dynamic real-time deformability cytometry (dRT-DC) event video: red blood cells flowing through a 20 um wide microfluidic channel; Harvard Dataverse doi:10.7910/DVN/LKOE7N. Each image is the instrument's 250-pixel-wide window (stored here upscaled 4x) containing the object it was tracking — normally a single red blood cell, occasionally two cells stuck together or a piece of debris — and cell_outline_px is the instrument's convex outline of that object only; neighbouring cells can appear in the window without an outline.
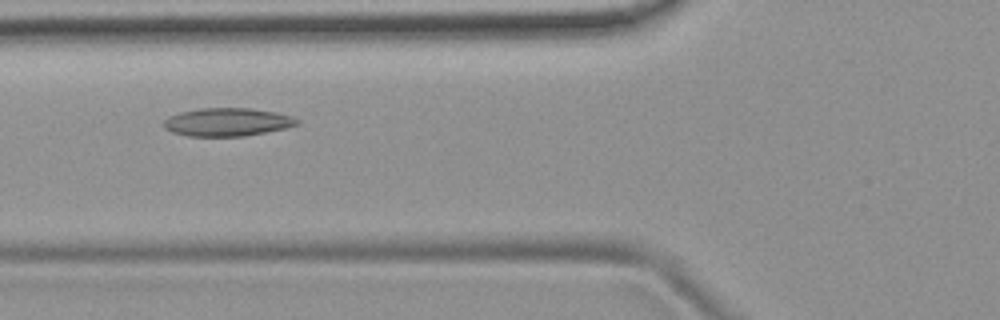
{"species": "common noctule bat (a hibernating species)", "species_latin": "Nyctalus noctula", "temperature_condition": "room temperature", "stored_images_in_passage": 4, "camera_frame_rate_fps": 3000, "um_per_image_px": 0.085, "animal": {"sex": "female", "body_mass_g": 19.9}, "frame": {"image": 1, "passage_image": 3, "time_ms": 2.333, "image_size_px": [1000, 320], "cell_outline_px": [[300, 124], [284, 128], [244, 136], [188, 136], [172, 132], [164, 128], [164, 120], [168, 116], [180, 112], [200, 108], [248, 108], [276, 112], [292, 116], [300, 120]], "centroid_in_image_um": [19.31, 10.37], "position_along_channel_um": 106.5, "area_um2": 21.85}}
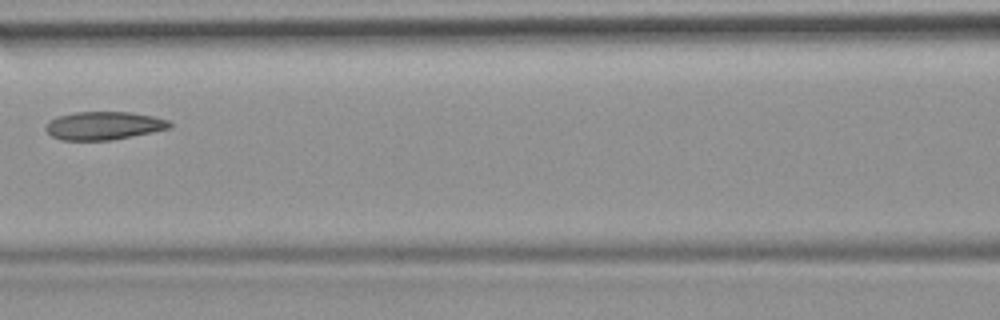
{"frame": {"image": 2, "passage_image": 4, "time_ms": 3.667, "image_size_px": [1000, 320], "cell_outline_px": [[172, 128], [112, 140], [60, 140], [52, 136], [44, 128], [56, 116], [72, 112], [132, 112], [152, 116], [168, 120], [172, 124]], "centroid_in_image_um": [8.83, 10.68], "position_along_channel_um": 157.8, "area_um2": 20.35}}